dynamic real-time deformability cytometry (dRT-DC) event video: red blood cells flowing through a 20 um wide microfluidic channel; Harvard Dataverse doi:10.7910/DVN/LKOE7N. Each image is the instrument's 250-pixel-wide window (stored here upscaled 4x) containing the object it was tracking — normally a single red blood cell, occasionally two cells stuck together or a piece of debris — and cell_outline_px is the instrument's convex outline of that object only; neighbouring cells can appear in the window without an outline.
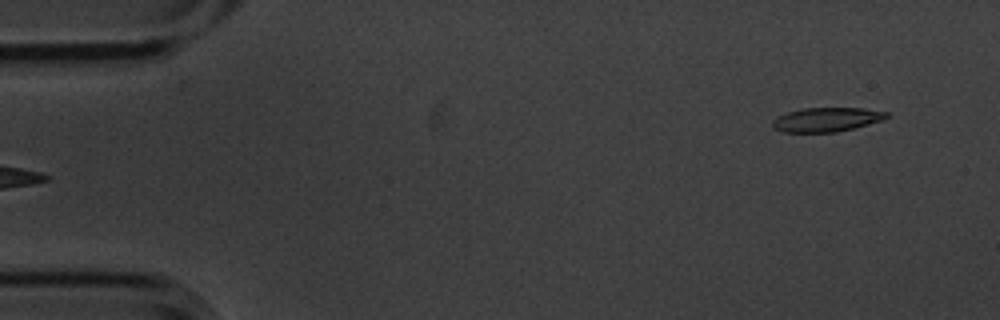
{"species": "common noctule bat (a hibernating species)", "species_latin": "Nyctalus noctula", "temperature_condition": "cold", "stored_images_in_passage": 6, "segment_of_instrument_passage": [2, 2], "camera_frame_rate_fps": 3000, "um_per_image_px": 0.085, "animal": {"sex": "male", "body_mass_g": 20.1, "forearm_length_mm": 53.5}, "frame": {"image": 1, "passage_image": 6, "time_ms": 1.667, "image_size_px": [1000, 320], "cell_outline_px": [[892, 116], [884, 120], [836, 132], [784, 132], [772, 128], [772, 120], [788, 112], [804, 108], [864, 108], [888, 112]], "centroid_in_image_um": [70.3, 10.16], "position_along_channel_um": 14.7, "area_um2": 16.07}}